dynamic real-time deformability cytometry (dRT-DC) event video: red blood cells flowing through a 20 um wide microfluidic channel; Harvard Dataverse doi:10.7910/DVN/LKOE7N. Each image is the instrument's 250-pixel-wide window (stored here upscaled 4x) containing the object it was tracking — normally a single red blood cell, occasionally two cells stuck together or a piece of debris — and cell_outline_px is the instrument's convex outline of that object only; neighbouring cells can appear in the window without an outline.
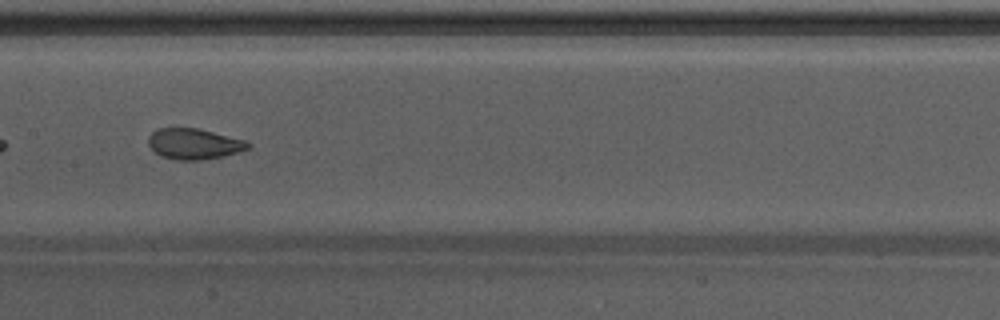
{"species": "Egyptian fruit bat (a non-hibernating species)", "species_latin": "Rousettus aegyptiacus", "temperature_condition": "warm", "stored_images_in_passage": 31, "camera_frame_rate_fps": 3000, "um_per_image_px": 0.085, "animal": {"sex": "male"}, "frame": {"image": 1, "passage_image": 18, "time_ms": 5.667, "image_size_px": [1000, 320], "cell_outline_px": [[252, 148], [220, 156], [200, 160], [176, 160], [160, 156], [148, 144], [148, 136], [152, 132], [160, 128], [196, 128], [244, 140], [252, 144]], "centroid_in_image_um": [16.47, 12.23], "position_along_channel_um": 190.9, "area_um2": 17.63}}
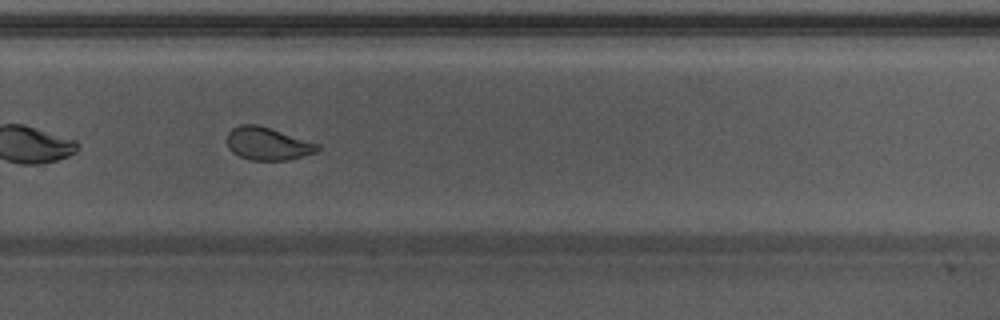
{"frame": {"image": 2, "passage_image": 27, "time_ms": 8.667, "image_size_px": [1000, 320], "cell_outline_px": [[320, 148], [316, 152], [288, 160], [248, 160], [232, 152], [228, 148], [228, 132], [232, 128], [240, 124], [256, 124], [320, 144]], "centroid_in_image_um": [22.74, 12.22], "position_along_channel_um": 307.1, "area_um2": 17.17}}